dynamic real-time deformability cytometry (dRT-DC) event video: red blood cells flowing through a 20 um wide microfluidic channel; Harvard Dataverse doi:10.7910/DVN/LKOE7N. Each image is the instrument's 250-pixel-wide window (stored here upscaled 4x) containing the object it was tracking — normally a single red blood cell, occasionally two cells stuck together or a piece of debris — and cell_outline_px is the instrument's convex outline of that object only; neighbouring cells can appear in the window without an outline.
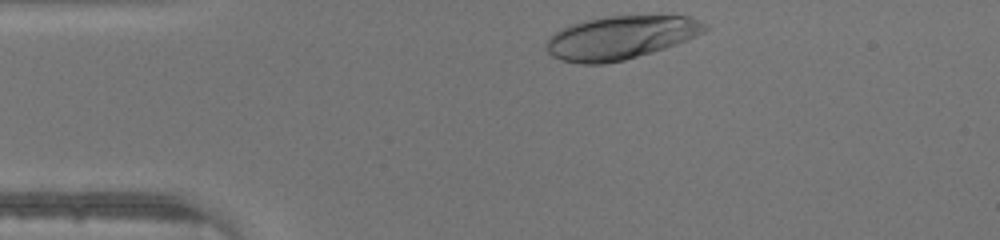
{"species": "human", "species_latin": "Homo sapiens", "temperature_condition": "warm", "stored_images_in_passage": 28, "camera_frame_rate_fps": 3000, "um_per_image_px": 0.085, "donor": {"sex": "male"}, "frame": {"image": 1, "passage_image": 1, "time_ms": 0.0, "image_size_px": [1000, 240], "cell_outline_px": [[708, 28], [704, 32], [676, 44], [652, 52], [624, 60], [604, 64], [580, 64], [560, 60], [552, 56], [544, 48], [544, 44], [560, 28], [568, 24], [584, 20], [604, 16], [688, 16], [704, 24]], "centroid_in_image_um": [52.67, 3.2], "position_along_channel_um": 32.3, "area_um2": 40.0}}
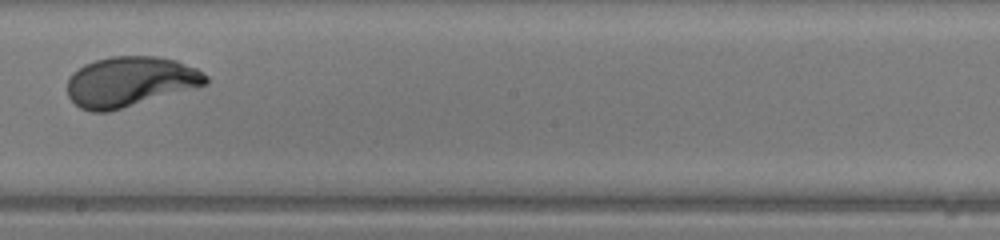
{"frame": {"image": 2, "passage_image": 18, "time_ms": 5.667, "image_size_px": [1000, 240], "cell_outline_px": [[208, 84], [108, 112], [92, 112], [80, 108], [68, 96], [68, 80], [72, 72], [84, 64], [96, 60], [112, 56], [156, 56], [176, 60], [196, 68], [204, 72], [208, 76]], "centroid_in_image_um": [11.05, 6.93], "position_along_channel_um": 237.1, "area_um2": 40.34}}
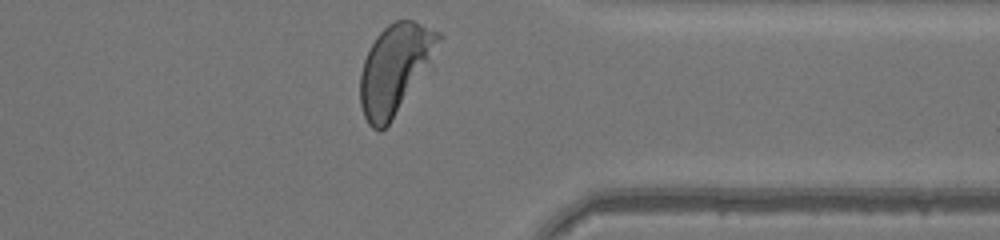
{"frame": {"image": 3, "passage_image": 28, "time_ms": 9.0, "image_size_px": [1000, 240], "cell_outline_px": [[444, 36], [432, 68], [388, 124], [380, 132], [372, 128], [368, 124], [364, 116], [360, 104], [360, 72], [364, 60], [376, 36], [388, 24], [396, 20], [412, 20], [440, 32]], "centroid_in_image_um": [33.65, 5.85], "position_along_channel_um": 377.8, "area_um2": 41.73}}